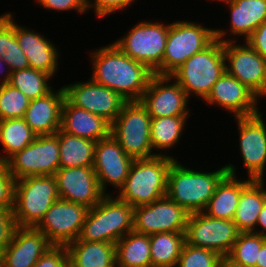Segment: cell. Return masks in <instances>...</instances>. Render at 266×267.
Wrapping results in <instances>:
<instances>
[{
    "instance_id": "29",
    "label": "cell",
    "mask_w": 266,
    "mask_h": 267,
    "mask_svg": "<svg viewBox=\"0 0 266 267\" xmlns=\"http://www.w3.org/2000/svg\"><path fill=\"white\" fill-rule=\"evenodd\" d=\"M266 181L252 180L242 191L233 222L240 232H253L266 201Z\"/></svg>"
},
{
    "instance_id": "34",
    "label": "cell",
    "mask_w": 266,
    "mask_h": 267,
    "mask_svg": "<svg viewBox=\"0 0 266 267\" xmlns=\"http://www.w3.org/2000/svg\"><path fill=\"white\" fill-rule=\"evenodd\" d=\"M53 78L50 74L28 68L11 72L9 84L33 100L45 96L54 89L50 84Z\"/></svg>"
},
{
    "instance_id": "17",
    "label": "cell",
    "mask_w": 266,
    "mask_h": 267,
    "mask_svg": "<svg viewBox=\"0 0 266 267\" xmlns=\"http://www.w3.org/2000/svg\"><path fill=\"white\" fill-rule=\"evenodd\" d=\"M190 213L164 196L148 205L134 208L133 231L151 235L161 232H186Z\"/></svg>"
},
{
    "instance_id": "26",
    "label": "cell",
    "mask_w": 266,
    "mask_h": 267,
    "mask_svg": "<svg viewBox=\"0 0 266 267\" xmlns=\"http://www.w3.org/2000/svg\"><path fill=\"white\" fill-rule=\"evenodd\" d=\"M60 130L97 142L111 134V124L103 117L72 105L65 98L61 111Z\"/></svg>"
},
{
    "instance_id": "6",
    "label": "cell",
    "mask_w": 266,
    "mask_h": 267,
    "mask_svg": "<svg viewBox=\"0 0 266 267\" xmlns=\"http://www.w3.org/2000/svg\"><path fill=\"white\" fill-rule=\"evenodd\" d=\"M168 32L167 21L139 20L113 43L133 60L145 64L154 74L162 75V61Z\"/></svg>"
},
{
    "instance_id": "32",
    "label": "cell",
    "mask_w": 266,
    "mask_h": 267,
    "mask_svg": "<svg viewBox=\"0 0 266 267\" xmlns=\"http://www.w3.org/2000/svg\"><path fill=\"white\" fill-rule=\"evenodd\" d=\"M36 138L37 135L23 118L0 120V146H2L1 152H3H0V161L6 162Z\"/></svg>"
},
{
    "instance_id": "43",
    "label": "cell",
    "mask_w": 266,
    "mask_h": 267,
    "mask_svg": "<svg viewBox=\"0 0 266 267\" xmlns=\"http://www.w3.org/2000/svg\"><path fill=\"white\" fill-rule=\"evenodd\" d=\"M16 228L13 211L0 207V253L10 244Z\"/></svg>"
},
{
    "instance_id": "19",
    "label": "cell",
    "mask_w": 266,
    "mask_h": 267,
    "mask_svg": "<svg viewBox=\"0 0 266 267\" xmlns=\"http://www.w3.org/2000/svg\"><path fill=\"white\" fill-rule=\"evenodd\" d=\"M133 160L111 134L96 142L93 169L105 195L114 193L108 192V185L119 191L128 176Z\"/></svg>"
},
{
    "instance_id": "2",
    "label": "cell",
    "mask_w": 266,
    "mask_h": 267,
    "mask_svg": "<svg viewBox=\"0 0 266 267\" xmlns=\"http://www.w3.org/2000/svg\"><path fill=\"white\" fill-rule=\"evenodd\" d=\"M182 163L174 160L169 168L166 196L190 214L202 212L217 185L228 174L227 168L222 165L209 172L200 171V167L194 170Z\"/></svg>"
},
{
    "instance_id": "8",
    "label": "cell",
    "mask_w": 266,
    "mask_h": 267,
    "mask_svg": "<svg viewBox=\"0 0 266 267\" xmlns=\"http://www.w3.org/2000/svg\"><path fill=\"white\" fill-rule=\"evenodd\" d=\"M59 198L53 175L17 179L13 209L17 227L35 228Z\"/></svg>"
},
{
    "instance_id": "45",
    "label": "cell",
    "mask_w": 266,
    "mask_h": 267,
    "mask_svg": "<svg viewBox=\"0 0 266 267\" xmlns=\"http://www.w3.org/2000/svg\"><path fill=\"white\" fill-rule=\"evenodd\" d=\"M8 47V12L0 15V57L5 55Z\"/></svg>"
},
{
    "instance_id": "31",
    "label": "cell",
    "mask_w": 266,
    "mask_h": 267,
    "mask_svg": "<svg viewBox=\"0 0 266 267\" xmlns=\"http://www.w3.org/2000/svg\"><path fill=\"white\" fill-rule=\"evenodd\" d=\"M95 146V141L59 129L60 168L93 166Z\"/></svg>"
},
{
    "instance_id": "51",
    "label": "cell",
    "mask_w": 266,
    "mask_h": 267,
    "mask_svg": "<svg viewBox=\"0 0 266 267\" xmlns=\"http://www.w3.org/2000/svg\"><path fill=\"white\" fill-rule=\"evenodd\" d=\"M0 267H2V255L0 253Z\"/></svg>"
},
{
    "instance_id": "49",
    "label": "cell",
    "mask_w": 266,
    "mask_h": 267,
    "mask_svg": "<svg viewBox=\"0 0 266 267\" xmlns=\"http://www.w3.org/2000/svg\"><path fill=\"white\" fill-rule=\"evenodd\" d=\"M220 267H236L232 264H230L228 261H226L225 259L222 261Z\"/></svg>"
},
{
    "instance_id": "3",
    "label": "cell",
    "mask_w": 266,
    "mask_h": 267,
    "mask_svg": "<svg viewBox=\"0 0 266 267\" xmlns=\"http://www.w3.org/2000/svg\"><path fill=\"white\" fill-rule=\"evenodd\" d=\"M174 160L166 156L134 159L123 186L115 191V196L133 208L163 198L167 193L168 171Z\"/></svg>"
},
{
    "instance_id": "9",
    "label": "cell",
    "mask_w": 266,
    "mask_h": 267,
    "mask_svg": "<svg viewBox=\"0 0 266 267\" xmlns=\"http://www.w3.org/2000/svg\"><path fill=\"white\" fill-rule=\"evenodd\" d=\"M151 116L140 101H128L111 124V135L133 159L155 157L150 138Z\"/></svg>"
},
{
    "instance_id": "28",
    "label": "cell",
    "mask_w": 266,
    "mask_h": 267,
    "mask_svg": "<svg viewBox=\"0 0 266 267\" xmlns=\"http://www.w3.org/2000/svg\"><path fill=\"white\" fill-rule=\"evenodd\" d=\"M189 117L168 116L151 118L150 138L156 156H166L178 160V157H174L172 154L169 155V151L174 147L176 148L177 144H181L180 141L182 139L180 138L183 136L182 134L186 133L184 129L187 128Z\"/></svg>"
},
{
    "instance_id": "4",
    "label": "cell",
    "mask_w": 266,
    "mask_h": 267,
    "mask_svg": "<svg viewBox=\"0 0 266 267\" xmlns=\"http://www.w3.org/2000/svg\"><path fill=\"white\" fill-rule=\"evenodd\" d=\"M134 227V208L114 194L105 195L87 212L79 237L75 241L115 244Z\"/></svg>"
},
{
    "instance_id": "22",
    "label": "cell",
    "mask_w": 266,
    "mask_h": 267,
    "mask_svg": "<svg viewBox=\"0 0 266 267\" xmlns=\"http://www.w3.org/2000/svg\"><path fill=\"white\" fill-rule=\"evenodd\" d=\"M15 36L20 48L26 55L30 68L56 76L62 54L60 47L44 34L15 21Z\"/></svg>"
},
{
    "instance_id": "41",
    "label": "cell",
    "mask_w": 266,
    "mask_h": 267,
    "mask_svg": "<svg viewBox=\"0 0 266 267\" xmlns=\"http://www.w3.org/2000/svg\"><path fill=\"white\" fill-rule=\"evenodd\" d=\"M37 5H41L42 9L54 12H68L77 11L78 15L86 14L87 6L86 0H34Z\"/></svg>"
},
{
    "instance_id": "46",
    "label": "cell",
    "mask_w": 266,
    "mask_h": 267,
    "mask_svg": "<svg viewBox=\"0 0 266 267\" xmlns=\"http://www.w3.org/2000/svg\"><path fill=\"white\" fill-rule=\"evenodd\" d=\"M253 233L260 234L261 236L266 237V201L258 216V219L256 222V228L253 231Z\"/></svg>"
},
{
    "instance_id": "27",
    "label": "cell",
    "mask_w": 266,
    "mask_h": 267,
    "mask_svg": "<svg viewBox=\"0 0 266 267\" xmlns=\"http://www.w3.org/2000/svg\"><path fill=\"white\" fill-rule=\"evenodd\" d=\"M65 247L70 267H117L113 243L73 241Z\"/></svg>"
},
{
    "instance_id": "24",
    "label": "cell",
    "mask_w": 266,
    "mask_h": 267,
    "mask_svg": "<svg viewBox=\"0 0 266 267\" xmlns=\"http://www.w3.org/2000/svg\"><path fill=\"white\" fill-rule=\"evenodd\" d=\"M65 100L63 86L43 97L30 100L23 119L37 135L55 134L61 126V111Z\"/></svg>"
},
{
    "instance_id": "7",
    "label": "cell",
    "mask_w": 266,
    "mask_h": 267,
    "mask_svg": "<svg viewBox=\"0 0 266 267\" xmlns=\"http://www.w3.org/2000/svg\"><path fill=\"white\" fill-rule=\"evenodd\" d=\"M215 39V28L198 21L185 19L169 23L162 76H171L185 61L208 47Z\"/></svg>"
},
{
    "instance_id": "5",
    "label": "cell",
    "mask_w": 266,
    "mask_h": 267,
    "mask_svg": "<svg viewBox=\"0 0 266 267\" xmlns=\"http://www.w3.org/2000/svg\"><path fill=\"white\" fill-rule=\"evenodd\" d=\"M225 71L223 42L215 39L185 61L171 77L185 90L189 99L197 97L204 101Z\"/></svg>"
},
{
    "instance_id": "11",
    "label": "cell",
    "mask_w": 266,
    "mask_h": 267,
    "mask_svg": "<svg viewBox=\"0 0 266 267\" xmlns=\"http://www.w3.org/2000/svg\"><path fill=\"white\" fill-rule=\"evenodd\" d=\"M239 233L233 220L213 218L198 212L189 215L185 241L191 246L214 251L225 259Z\"/></svg>"
},
{
    "instance_id": "15",
    "label": "cell",
    "mask_w": 266,
    "mask_h": 267,
    "mask_svg": "<svg viewBox=\"0 0 266 267\" xmlns=\"http://www.w3.org/2000/svg\"><path fill=\"white\" fill-rule=\"evenodd\" d=\"M65 98L74 106L114 122L128 102L121 94L95 83L90 77L86 81L64 84Z\"/></svg>"
},
{
    "instance_id": "21",
    "label": "cell",
    "mask_w": 266,
    "mask_h": 267,
    "mask_svg": "<svg viewBox=\"0 0 266 267\" xmlns=\"http://www.w3.org/2000/svg\"><path fill=\"white\" fill-rule=\"evenodd\" d=\"M223 4L230 12V25L227 29L215 28V37L221 42L239 41V38L245 41L266 22V0H227Z\"/></svg>"
},
{
    "instance_id": "50",
    "label": "cell",
    "mask_w": 266,
    "mask_h": 267,
    "mask_svg": "<svg viewBox=\"0 0 266 267\" xmlns=\"http://www.w3.org/2000/svg\"><path fill=\"white\" fill-rule=\"evenodd\" d=\"M210 1V0H209ZM213 2L215 1V2H217V3H224V2H226L227 0H212Z\"/></svg>"
},
{
    "instance_id": "47",
    "label": "cell",
    "mask_w": 266,
    "mask_h": 267,
    "mask_svg": "<svg viewBox=\"0 0 266 267\" xmlns=\"http://www.w3.org/2000/svg\"><path fill=\"white\" fill-rule=\"evenodd\" d=\"M0 75L1 77H3V78L0 77V85L9 83L11 79V71L9 66L2 60L1 57H0Z\"/></svg>"
},
{
    "instance_id": "36",
    "label": "cell",
    "mask_w": 266,
    "mask_h": 267,
    "mask_svg": "<svg viewBox=\"0 0 266 267\" xmlns=\"http://www.w3.org/2000/svg\"><path fill=\"white\" fill-rule=\"evenodd\" d=\"M30 99L9 83L0 85V120L23 118Z\"/></svg>"
},
{
    "instance_id": "25",
    "label": "cell",
    "mask_w": 266,
    "mask_h": 267,
    "mask_svg": "<svg viewBox=\"0 0 266 267\" xmlns=\"http://www.w3.org/2000/svg\"><path fill=\"white\" fill-rule=\"evenodd\" d=\"M225 166L228 174L217 185L215 193L209 199L206 208L202 212L209 217L233 220L241 191L252 181V179L247 177L246 179L244 177L239 178L236 175L238 166L235 164L233 165V163L228 162Z\"/></svg>"
},
{
    "instance_id": "33",
    "label": "cell",
    "mask_w": 266,
    "mask_h": 267,
    "mask_svg": "<svg viewBox=\"0 0 266 267\" xmlns=\"http://www.w3.org/2000/svg\"><path fill=\"white\" fill-rule=\"evenodd\" d=\"M185 242V232L151 234L150 252L152 267H175Z\"/></svg>"
},
{
    "instance_id": "37",
    "label": "cell",
    "mask_w": 266,
    "mask_h": 267,
    "mask_svg": "<svg viewBox=\"0 0 266 267\" xmlns=\"http://www.w3.org/2000/svg\"><path fill=\"white\" fill-rule=\"evenodd\" d=\"M224 258L206 248L194 247L186 242L175 267H220Z\"/></svg>"
},
{
    "instance_id": "16",
    "label": "cell",
    "mask_w": 266,
    "mask_h": 267,
    "mask_svg": "<svg viewBox=\"0 0 266 267\" xmlns=\"http://www.w3.org/2000/svg\"><path fill=\"white\" fill-rule=\"evenodd\" d=\"M190 100L173 77L154 74L139 101L151 118H158L189 116L192 110L188 107Z\"/></svg>"
},
{
    "instance_id": "39",
    "label": "cell",
    "mask_w": 266,
    "mask_h": 267,
    "mask_svg": "<svg viewBox=\"0 0 266 267\" xmlns=\"http://www.w3.org/2000/svg\"><path fill=\"white\" fill-rule=\"evenodd\" d=\"M16 179L9 172L6 162L0 161V207L12 210L15 207Z\"/></svg>"
},
{
    "instance_id": "20",
    "label": "cell",
    "mask_w": 266,
    "mask_h": 267,
    "mask_svg": "<svg viewBox=\"0 0 266 267\" xmlns=\"http://www.w3.org/2000/svg\"><path fill=\"white\" fill-rule=\"evenodd\" d=\"M53 176L60 199L90 209L105 196L93 166L59 168Z\"/></svg>"
},
{
    "instance_id": "42",
    "label": "cell",
    "mask_w": 266,
    "mask_h": 267,
    "mask_svg": "<svg viewBox=\"0 0 266 267\" xmlns=\"http://www.w3.org/2000/svg\"><path fill=\"white\" fill-rule=\"evenodd\" d=\"M33 267H70L65 246H52L36 262Z\"/></svg>"
},
{
    "instance_id": "12",
    "label": "cell",
    "mask_w": 266,
    "mask_h": 267,
    "mask_svg": "<svg viewBox=\"0 0 266 267\" xmlns=\"http://www.w3.org/2000/svg\"><path fill=\"white\" fill-rule=\"evenodd\" d=\"M236 42H223L226 72L265 100L266 60L246 41Z\"/></svg>"
},
{
    "instance_id": "1",
    "label": "cell",
    "mask_w": 266,
    "mask_h": 267,
    "mask_svg": "<svg viewBox=\"0 0 266 267\" xmlns=\"http://www.w3.org/2000/svg\"><path fill=\"white\" fill-rule=\"evenodd\" d=\"M92 50L88 53L90 78L121 94L127 101H139L154 72L126 55L113 42Z\"/></svg>"
},
{
    "instance_id": "35",
    "label": "cell",
    "mask_w": 266,
    "mask_h": 267,
    "mask_svg": "<svg viewBox=\"0 0 266 267\" xmlns=\"http://www.w3.org/2000/svg\"><path fill=\"white\" fill-rule=\"evenodd\" d=\"M266 237L253 232H240L230 253L225 258L236 267H256L259 251Z\"/></svg>"
},
{
    "instance_id": "40",
    "label": "cell",
    "mask_w": 266,
    "mask_h": 267,
    "mask_svg": "<svg viewBox=\"0 0 266 267\" xmlns=\"http://www.w3.org/2000/svg\"><path fill=\"white\" fill-rule=\"evenodd\" d=\"M137 0H86L87 10L95 13L94 16L101 18L109 17L116 14V12H123L129 9V6L135 4ZM114 13V14H113Z\"/></svg>"
},
{
    "instance_id": "23",
    "label": "cell",
    "mask_w": 266,
    "mask_h": 267,
    "mask_svg": "<svg viewBox=\"0 0 266 267\" xmlns=\"http://www.w3.org/2000/svg\"><path fill=\"white\" fill-rule=\"evenodd\" d=\"M53 245L35 228L17 227L10 244L1 253L2 267H33Z\"/></svg>"
},
{
    "instance_id": "13",
    "label": "cell",
    "mask_w": 266,
    "mask_h": 267,
    "mask_svg": "<svg viewBox=\"0 0 266 267\" xmlns=\"http://www.w3.org/2000/svg\"><path fill=\"white\" fill-rule=\"evenodd\" d=\"M263 112L235 118L239 135V154L242 158L246 176L252 180H266V122Z\"/></svg>"
},
{
    "instance_id": "10",
    "label": "cell",
    "mask_w": 266,
    "mask_h": 267,
    "mask_svg": "<svg viewBox=\"0 0 266 267\" xmlns=\"http://www.w3.org/2000/svg\"><path fill=\"white\" fill-rule=\"evenodd\" d=\"M59 130L39 135L23 150L11 156L6 164L15 179L28 176L54 175L60 168Z\"/></svg>"
},
{
    "instance_id": "38",
    "label": "cell",
    "mask_w": 266,
    "mask_h": 267,
    "mask_svg": "<svg viewBox=\"0 0 266 267\" xmlns=\"http://www.w3.org/2000/svg\"><path fill=\"white\" fill-rule=\"evenodd\" d=\"M15 13L8 11V47L2 60L11 72L30 68L28 59L20 48L15 36Z\"/></svg>"
},
{
    "instance_id": "18",
    "label": "cell",
    "mask_w": 266,
    "mask_h": 267,
    "mask_svg": "<svg viewBox=\"0 0 266 267\" xmlns=\"http://www.w3.org/2000/svg\"><path fill=\"white\" fill-rule=\"evenodd\" d=\"M260 100L246 85L225 71L214 83L204 102L210 107L219 106L220 110L240 118L259 114Z\"/></svg>"
},
{
    "instance_id": "48",
    "label": "cell",
    "mask_w": 266,
    "mask_h": 267,
    "mask_svg": "<svg viewBox=\"0 0 266 267\" xmlns=\"http://www.w3.org/2000/svg\"><path fill=\"white\" fill-rule=\"evenodd\" d=\"M256 267H266V241L263 243L259 251L258 260H256Z\"/></svg>"
},
{
    "instance_id": "44",
    "label": "cell",
    "mask_w": 266,
    "mask_h": 267,
    "mask_svg": "<svg viewBox=\"0 0 266 267\" xmlns=\"http://www.w3.org/2000/svg\"><path fill=\"white\" fill-rule=\"evenodd\" d=\"M245 41L266 60V22L257 27Z\"/></svg>"
},
{
    "instance_id": "30",
    "label": "cell",
    "mask_w": 266,
    "mask_h": 267,
    "mask_svg": "<svg viewBox=\"0 0 266 267\" xmlns=\"http://www.w3.org/2000/svg\"><path fill=\"white\" fill-rule=\"evenodd\" d=\"M115 246L117 267H152L150 235L131 231Z\"/></svg>"
},
{
    "instance_id": "14",
    "label": "cell",
    "mask_w": 266,
    "mask_h": 267,
    "mask_svg": "<svg viewBox=\"0 0 266 267\" xmlns=\"http://www.w3.org/2000/svg\"><path fill=\"white\" fill-rule=\"evenodd\" d=\"M89 208L63 199L56 200L47 210L36 230L54 246H67L78 239Z\"/></svg>"
}]
</instances>
